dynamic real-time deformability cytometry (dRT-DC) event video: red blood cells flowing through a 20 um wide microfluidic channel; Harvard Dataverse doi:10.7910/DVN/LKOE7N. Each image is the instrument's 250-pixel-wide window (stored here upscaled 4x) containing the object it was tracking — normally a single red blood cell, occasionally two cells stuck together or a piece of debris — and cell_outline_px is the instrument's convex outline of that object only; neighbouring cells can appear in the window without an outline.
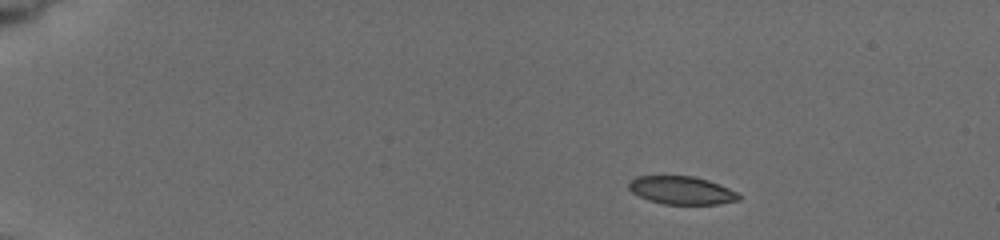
{"species": "common noctule bat (a hibernating species)", "species_latin": "Nyctalus noctula", "temperature_condition": "cold", "stored_images_in_passage": 7, "camera_frame_rate_fps": 3000, "um_per_image_px": 0.085, "animal": {"sex": "female", "body_mass_g": 19.5, "forearm_length_mm": 54.1}, "frame": {"image": 1, "passage_image": 1, "time_ms": 0.0, "image_size_px": [1000, 240], "cell_outline_px": [[740, 200], [716, 204], [664, 204], [648, 200], [632, 192], [628, 188], [628, 180], [636, 176], [692, 176], [708, 180], [728, 188], [736, 192], [740, 196]], "centroid_in_image_um": [57.89, 16.17], "position_along_channel_um": 27.1, "area_um2": 17.92}}
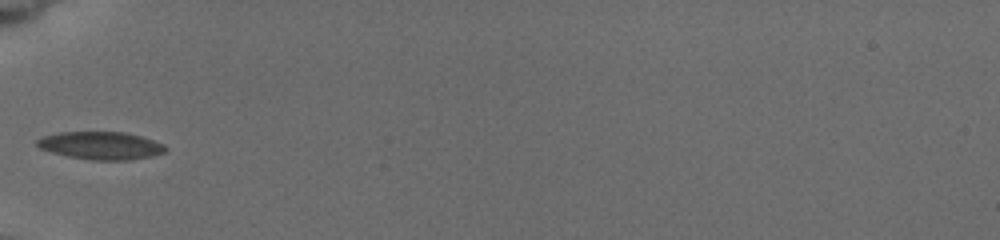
{"frame": {"image": 2, "passage_image": 5, "time_ms": 4.0, "image_size_px": [1000, 240], "cell_outline_px": [[168, 148], [164, 152], [152, 156], [128, 160], [92, 160], [68, 156], [52, 152], [40, 148], [36, 144], [36, 140], [44, 136], [60, 132], [124, 132], [140, 136], [164, 144]], "centroid_in_image_um": [8.58, 12.37], "position_along_channel_um": 76.4, "area_um2": 20.63}}
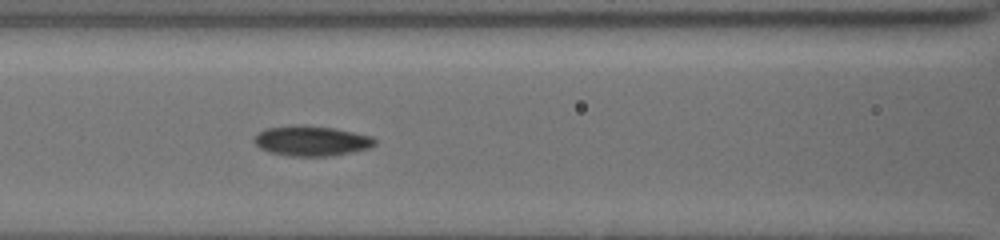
{"frame": {"image": 3, "passage_image": 7, "time_ms": 5.667, "image_size_px": [1000, 240], "cell_outline_px": [[376, 144], [368, 148], [332, 156], [288, 156], [268, 152], [260, 148], [256, 144], [256, 136], [264, 128], [292, 124], [304, 124], [332, 128], [372, 136], [376, 140]], "centroid_in_image_um": [26.46, 11.96], "position_along_channel_um": 140.1, "area_um2": 21.21}}